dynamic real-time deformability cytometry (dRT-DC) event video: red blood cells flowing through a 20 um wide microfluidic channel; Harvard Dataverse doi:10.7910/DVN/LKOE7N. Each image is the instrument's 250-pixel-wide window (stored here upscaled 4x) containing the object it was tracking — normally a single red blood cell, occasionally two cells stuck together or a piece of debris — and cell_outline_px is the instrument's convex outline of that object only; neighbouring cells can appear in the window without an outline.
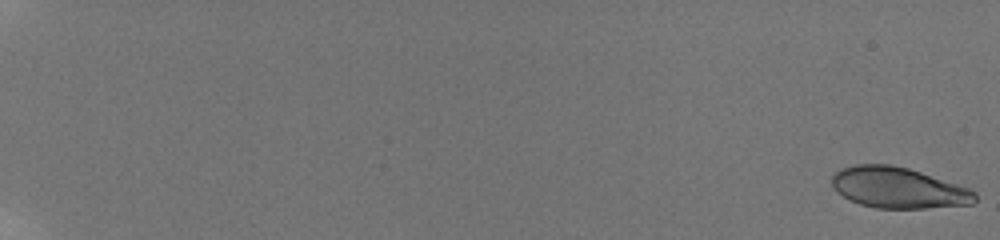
{"species": "human", "species_latin": "Homo sapiens", "temperature_condition": "room temperature", "stored_images_in_passage": 69, "camera_frame_rate_fps": 3000, "um_per_image_px": 0.085, "donor": {"sex": "male"}, "frame": {"image": 1, "passage_image": 1, "time_ms": 0.0, "image_size_px": [1000, 240], "cell_outline_px": [[976, 200], [972, 204], [924, 208], [876, 208], [860, 204], [836, 192], [832, 188], [832, 176], [840, 168], [856, 164], [892, 164], [908, 168], [968, 188], [976, 192]], "centroid_in_image_um": [76.32, 15.95], "position_along_channel_um": 8.7, "area_um2": 33.93}}
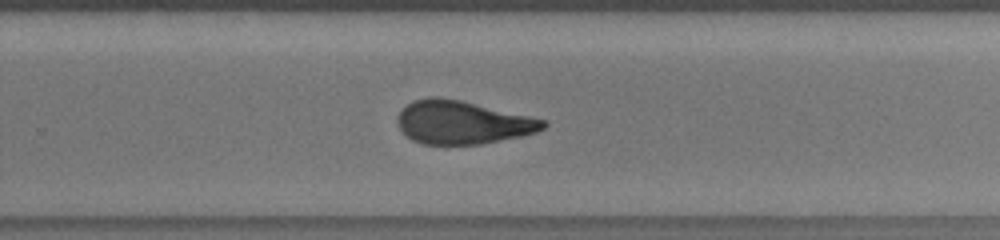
{"frame": {"image": 2, "passage_image": 47, "time_ms": 14.0, "image_size_px": [1000, 240], "cell_outline_px": [[548, 124], [544, 128], [536, 132], [524, 136], [480, 144], [420, 144], [404, 136], [396, 124], [396, 120], [400, 112], [412, 100], [428, 96], [440, 96], [460, 100], [528, 116], [544, 120]], "centroid_in_image_um": [39.25, 10.41], "position_along_channel_um": 290.6, "area_um2": 36.82}}
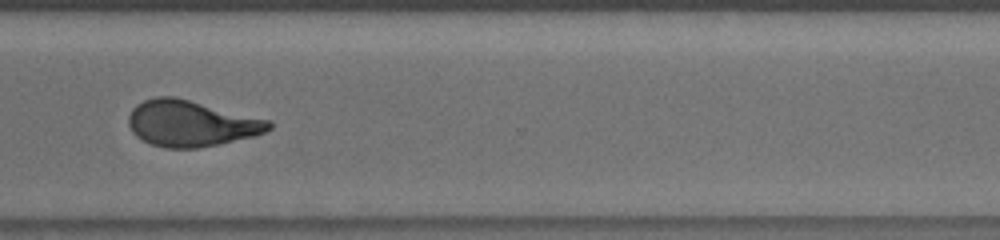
{"frame": {"image": 3, "passage_image": 53, "time_ms": 15.667, "image_size_px": [1000, 240], "cell_outline_px": [[272, 128], [256, 136], [196, 148], [164, 148], [152, 144], [136, 136], [132, 132], [128, 124], [128, 116], [132, 108], [136, 104], [144, 100], [156, 96], [172, 96], [268, 120], [272, 124]], "centroid_in_image_um": [16.19, 10.49], "position_along_channel_um": 354.4, "area_um2": 37.22}, "authors_computed_cell_mechanics": {"area_um2": 36.8186, "velocity_mm_per_s": 3.825, "shape_relaxation_time_tau1_ms": 10.3014, "shape_relaxation_time_tau2_ms": 1.0657, "deformation_change_tau1": 0.2983, "deformation_change_tau2": 0.0749}}